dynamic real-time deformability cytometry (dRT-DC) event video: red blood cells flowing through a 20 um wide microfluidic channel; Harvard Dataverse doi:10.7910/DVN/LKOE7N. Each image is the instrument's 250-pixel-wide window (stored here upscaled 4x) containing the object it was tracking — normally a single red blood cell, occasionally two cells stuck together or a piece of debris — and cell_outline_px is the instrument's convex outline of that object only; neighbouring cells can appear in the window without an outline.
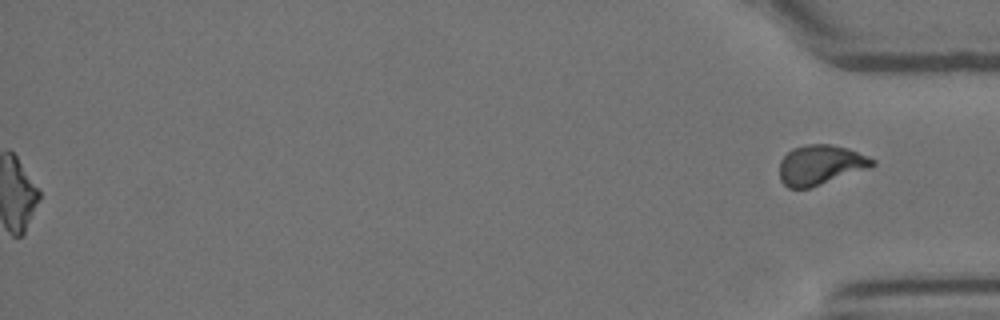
{"species": "Egyptian fruit bat (a non-hibernating species)", "species_latin": "Rousettus aegyptiacus", "temperature_condition": "room temperature", "stored_images_in_passage": 55, "segment_of_instrument_passage": [2, 2], "camera_frame_rate_fps": 3000, "um_per_image_px": 0.085, "animal": {"sex": "female"}, "frame": {"image": 1, "passage_image": 55, "time_ms": 18.0, "image_size_px": [1000, 320], "cell_outline_px": [[876, 164], [868, 168], [808, 188], [788, 188], [780, 180], [780, 160], [792, 148], [808, 144], [832, 144], [848, 148], [876, 160]], "centroid_in_image_um": [69.72, 14.0], "position_along_channel_um": 365.5, "area_um2": 21.33}}